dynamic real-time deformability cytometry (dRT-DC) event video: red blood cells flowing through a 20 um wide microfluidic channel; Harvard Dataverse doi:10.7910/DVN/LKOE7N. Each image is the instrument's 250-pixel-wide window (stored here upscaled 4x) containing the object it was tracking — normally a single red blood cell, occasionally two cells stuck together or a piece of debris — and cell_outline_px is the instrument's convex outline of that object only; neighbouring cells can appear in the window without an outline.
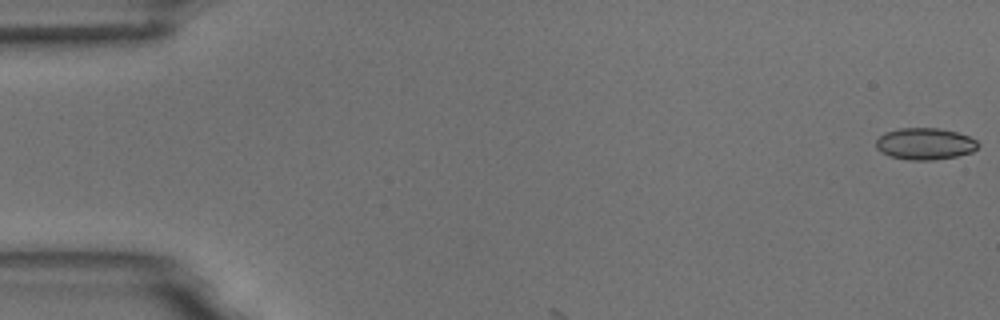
{"species": "common noctule bat (a hibernating species)", "species_latin": "Nyctalus noctula", "temperature_condition": "room temperature", "stored_images_in_passage": 5, "camera_frame_rate_fps": 3000, "um_per_image_px": 0.085, "animal": {"sex": "male", "body_mass_g": 18.8}, "frame": {"image": 1, "passage_image": 1, "time_ms": 0.0, "image_size_px": [1000, 320], "cell_outline_px": [[980, 144], [972, 152], [956, 156], [932, 160], [908, 160], [892, 156], [880, 152], [876, 148], [876, 140], [884, 132], [900, 128], [940, 128], [956, 132], [968, 136], [976, 140]], "centroid_in_image_um": [78.61, 12.22], "position_along_channel_um": 6.4, "area_um2": 18.84}}
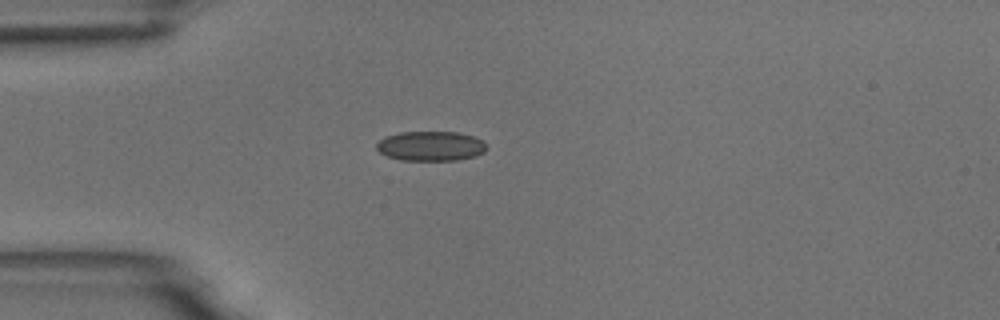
{"frame": {"image": 2, "passage_image": 5, "time_ms": 4.667, "image_size_px": [1000, 320], "cell_outline_px": [[488, 148], [484, 152], [476, 156], [456, 160], [400, 160], [388, 156], [380, 152], [376, 148], [376, 144], [380, 140], [388, 136], [400, 132], [456, 132], [476, 136], [484, 140]], "centroid_in_image_um": [36.67, 12.41], "position_along_channel_um": 48.3, "area_um2": 19.13}}